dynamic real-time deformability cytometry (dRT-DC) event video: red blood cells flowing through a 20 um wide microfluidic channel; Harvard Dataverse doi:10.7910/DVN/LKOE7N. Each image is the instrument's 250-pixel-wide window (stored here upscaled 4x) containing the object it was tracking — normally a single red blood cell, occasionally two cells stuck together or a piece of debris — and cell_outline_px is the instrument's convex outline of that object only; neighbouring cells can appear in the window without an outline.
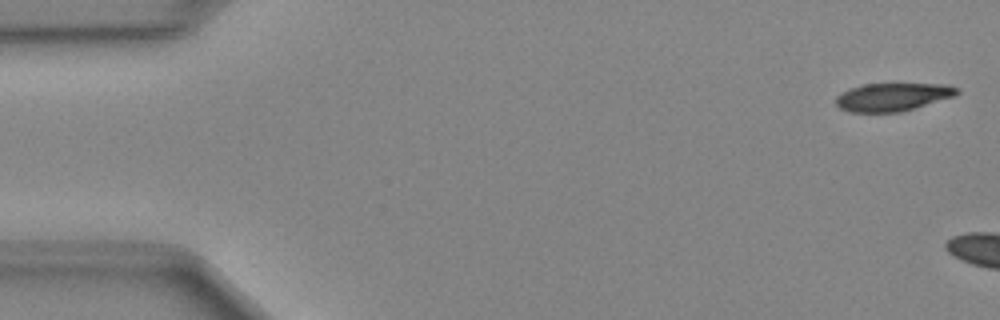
{"species": "Egyptian fruit bat (a non-hibernating species)", "species_latin": "Rousettus aegyptiacus", "temperature_condition": "cold", "stored_images_in_passage": 5, "camera_frame_rate_fps": 3000, "um_per_image_px": 0.085, "animal": {"sex": "female"}, "frame": {"image": 1, "passage_image": 1, "time_ms": 0.0, "image_size_px": [1000, 320], "cell_outline_px": [[960, 92], [956, 96], [900, 112], [848, 112], [840, 108], [836, 104], [836, 96], [848, 88], [864, 84], [948, 84], [960, 88]], "centroid_in_image_um": [75.9, 8.24], "position_along_channel_um": 9.1, "area_um2": 19.94}}